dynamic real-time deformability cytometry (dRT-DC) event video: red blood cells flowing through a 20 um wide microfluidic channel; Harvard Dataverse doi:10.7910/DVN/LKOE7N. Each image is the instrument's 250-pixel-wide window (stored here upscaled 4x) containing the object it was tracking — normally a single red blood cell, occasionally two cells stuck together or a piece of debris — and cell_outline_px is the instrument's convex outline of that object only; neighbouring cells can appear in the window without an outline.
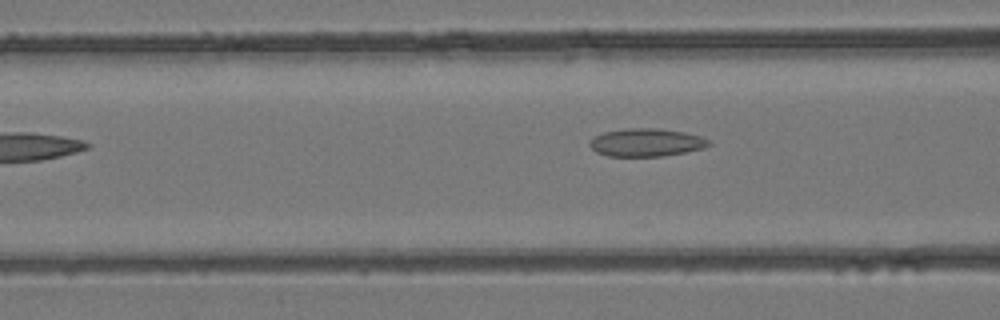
{"species": "common noctule bat (a hibernating species)", "species_latin": "Nyctalus noctula", "temperature_condition": "room temperature", "stored_images_in_passage": 5, "camera_frame_rate_fps": 3000, "um_per_image_px": 0.085, "animal": {"sex": "female", "body_mass_g": 24.6, "forearm_length_mm": 56.2}, "frame": {"image": 1, "passage_image": 5, "time_ms": 1.333, "image_size_px": [1000, 320], "cell_outline_px": [[712, 144], [704, 148], [664, 156], [608, 156], [596, 152], [588, 144], [588, 140], [604, 132], [628, 128], [660, 128], [684, 132], [700, 136], [712, 140]], "centroid_in_image_um": [54.95, 12.11], "position_along_channel_um": 111.6, "area_um2": 19.54}}